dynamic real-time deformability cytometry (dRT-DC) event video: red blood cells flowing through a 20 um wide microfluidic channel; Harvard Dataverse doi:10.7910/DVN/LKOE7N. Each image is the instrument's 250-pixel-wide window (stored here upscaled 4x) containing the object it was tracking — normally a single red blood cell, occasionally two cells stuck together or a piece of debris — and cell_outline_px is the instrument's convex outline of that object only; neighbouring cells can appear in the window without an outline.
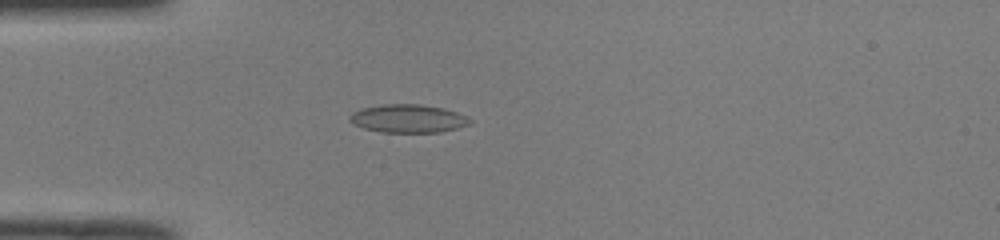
{"species": "common noctule bat (a hibernating species)", "species_latin": "Nyctalus noctula", "temperature_condition": "room temperature", "stored_images_in_passage": 28, "camera_frame_rate_fps": 3000, "um_per_image_px": 0.085, "animal": {"sex": "male", "body_mass_g": 19.0, "forearm_length_mm": 50.8}, "frame": {"image": 1, "passage_image": 6, "time_ms": 1.667, "image_size_px": [1000, 240], "cell_outline_px": [[472, 124], [440, 132], [380, 132], [364, 128], [352, 124], [348, 120], [348, 116], [352, 112], [360, 108], [380, 104], [420, 104], [444, 108], [468, 116], [472, 120]], "centroid_in_image_um": [34.66, 10.07], "position_along_channel_um": 50.3, "area_um2": 20.06}}
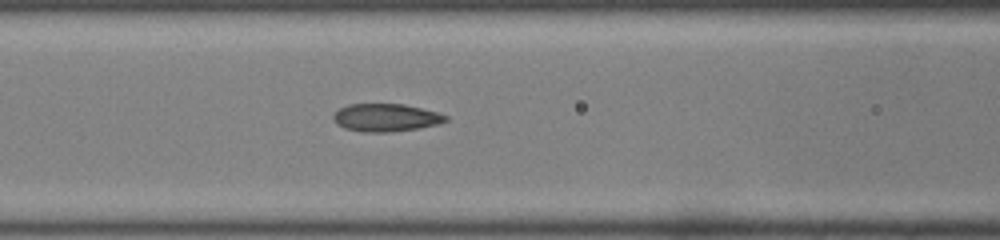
{"frame": {"image": 2, "passage_image": 13, "time_ms": 4.0, "image_size_px": [1000, 240], "cell_outline_px": [[448, 120], [436, 124], [416, 128], [388, 132], [364, 132], [344, 128], [336, 124], [332, 116], [340, 108], [348, 104], [404, 104], [436, 112], [448, 116]], "centroid_in_image_um": [32.76, 9.99], "position_along_channel_um": 133.8, "area_um2": 17.98}}
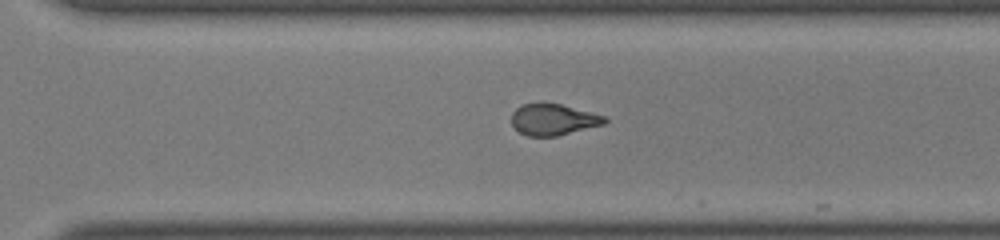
{"frame": {"image": 3, "passage_image": 27, "time_ms": 8.667, "image_size_px": [1000, 240], "cell_outline_px": [[608, 120], [604, 124], [556, 136], [528, 136], [520, 132], [512, 124], [512, 112], [516, 108], [524, 104], [540, 100], [544, 100], [608, 116]], "centroid_in_image_um": [47.03, 10.12], "position_along_channel_um": 323.6, "area_um2": 17.34}}